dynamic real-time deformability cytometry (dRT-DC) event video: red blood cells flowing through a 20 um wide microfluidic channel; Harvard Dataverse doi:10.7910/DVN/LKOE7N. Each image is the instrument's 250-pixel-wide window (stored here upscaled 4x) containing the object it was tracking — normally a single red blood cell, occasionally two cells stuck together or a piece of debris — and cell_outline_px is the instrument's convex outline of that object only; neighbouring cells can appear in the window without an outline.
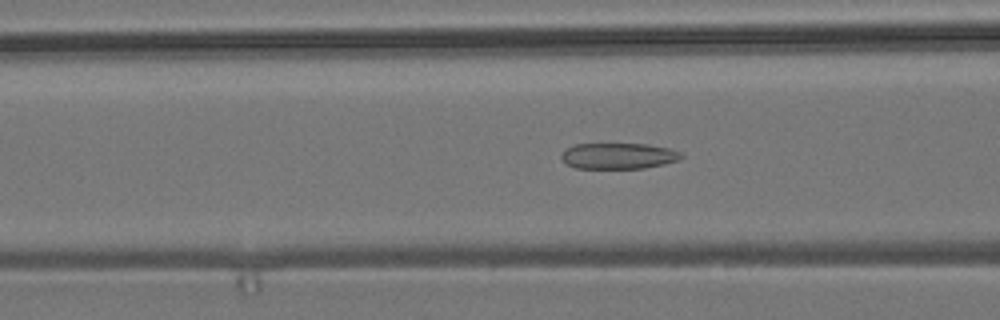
{"species": "common noctule bat (a hibernating species)", "species_latin": "Nyctalus noctula", "temperature_condition": "room temperature", "stored_images_in_passage": 56, "segment_of_instrument_passage": [1, 2], "camera_frame_rate_fps": 3000, "um_per_image_px": 0.085, "animal": {"sex": "male", "body_mass_g": 19.2, "forearm_length_mm": 51.8}, "frame": {"image": 1, "passage_image": 21, "time_ms": 6.667, "image_size_px": [1000, 320], "cell_outline_px": [[684, 156], [680, 160], [664, 164], [644, 168], [576, 168], [564, 164], [560, 156], [568, 148], [576, 144], [648, 144], [668, 148], [684, 152]], "centroid_in_image_um": [52.61, 13.26], "position_along_channel_um": 114.0, "area_um2": 18.26}}
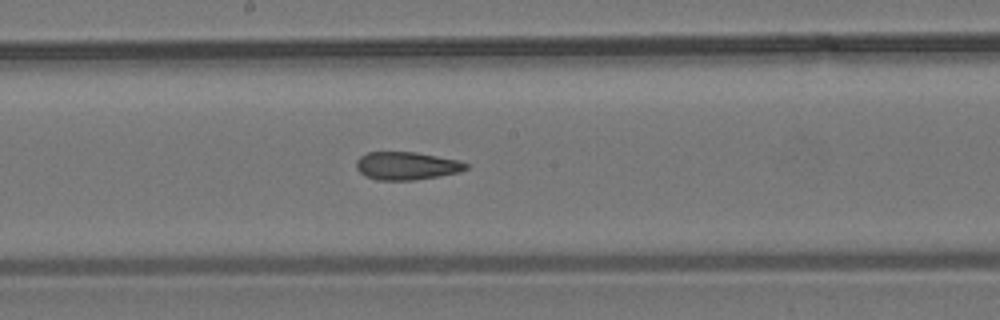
{"frame": {"image": 2, "passage_image": 29, "time_ms": 9.333, "image_size_px": [1000, 320], "cell_outline_px": [[468, 168], [460, 172], [412, 180], [376, 180], [364, 176], [356, 168], [356, 160], [360, 156], [368, 152], [416, 152], [460, 160], [468, 164]], "centroid_in_image_um": [34.55, 14.09], "position_along_channel_um": 213.7, "area_um2": 17.92}}
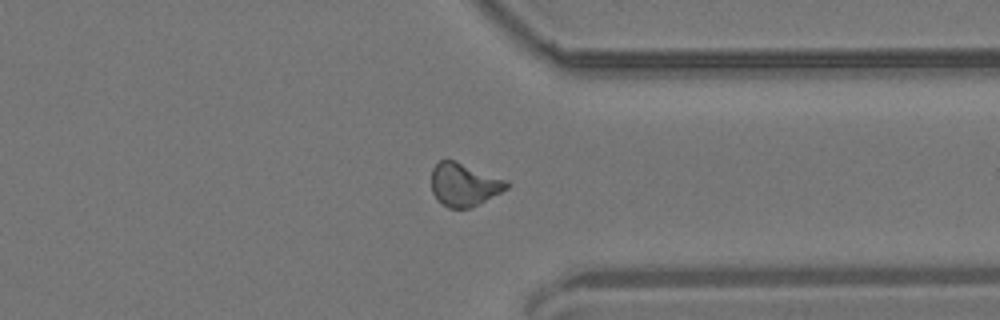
{"frame": {"image": 3, "passage_image": 42, "time_ms": 13.667, "image_size_px": [1000, 320], "cell_outline_px": [[508, 188], [472, 208], [448, 208], [436, 200], [432, 192], [432, 168], [440, 160], [456, 160], [508, 180]], "centroid_in_image_um": [39.44, 15.69], "position_along_channel_um": 372.0, "area_um2": 19.07}}